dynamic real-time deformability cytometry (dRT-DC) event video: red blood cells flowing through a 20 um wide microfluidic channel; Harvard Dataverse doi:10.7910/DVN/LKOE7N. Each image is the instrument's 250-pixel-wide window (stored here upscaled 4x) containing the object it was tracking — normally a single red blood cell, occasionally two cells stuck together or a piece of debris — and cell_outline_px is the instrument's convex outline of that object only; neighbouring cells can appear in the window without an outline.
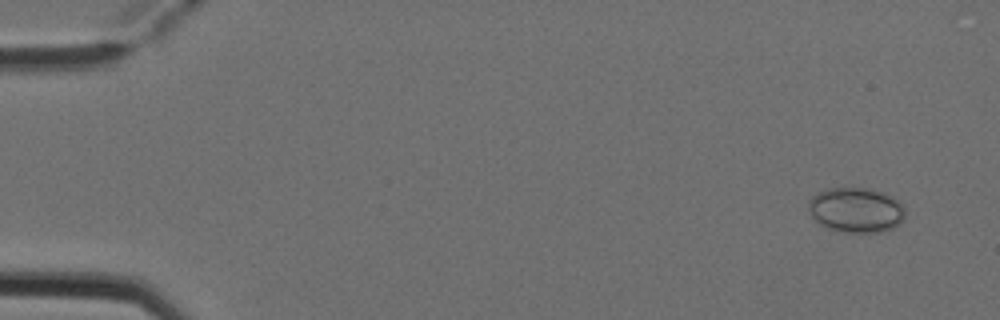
{"species": "Egyptian fruit bat (a non-hibernating species)", "species_latin": "Rousettus aegyptiacus", "temperature_condition": "cold", "stored_images_in_passage": 4, "camera_frame_rate_fps": 3000, "um_per_image_px": 0.085, "animal": {"sex": "female"}, "frame": {"image": 1, "passage_image": 1, "time_ms": 0.0, "image_size_px": [1000, 320], "cell_outline_px": [[904, 220], [900, 224], [892, 228], [880, 232], [840, 232], [828, 228], [820, 224], [808, 212], [808, 200], [816, 192], [828, 188], [868, 188], [892, 196], [900, 200], [904, 208]], "centroid_in_image_um": [72.75, 17.85], "position_along_channel_um": 12.2, "area_um2": 25.61}}